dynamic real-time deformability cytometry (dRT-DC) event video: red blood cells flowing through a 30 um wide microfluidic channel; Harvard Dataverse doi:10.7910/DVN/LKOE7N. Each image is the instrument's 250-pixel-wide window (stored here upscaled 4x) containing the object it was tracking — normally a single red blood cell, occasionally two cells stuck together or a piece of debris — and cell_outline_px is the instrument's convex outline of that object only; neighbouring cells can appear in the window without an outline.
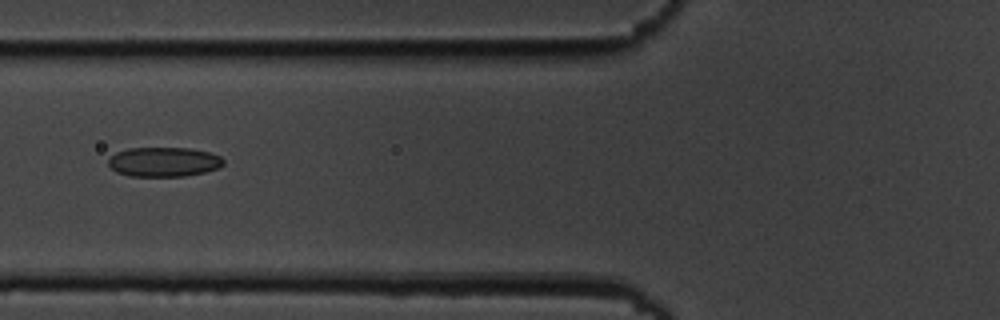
{"species": "common noctule bat (a hibernating species)", "species_latin": "Nyctalus noctula", "temperature_condition": "cold", "stored_images_in_passage": 9, "camera_frame_rate_fps": 3000, "um_per_image_px": 0.085, "animal": {"sex": "male", "body_mass_g": 19.5, "forearm_length_mm": 54.6}, "frame": {"image": 1, "passage_image": 7, "time_ms": 7.0, "image_size_px": [1000, 320], "cell_outline_px": [[224, 164], [216, 168], [204, 172], [184, 176], [128, 176], [116, 172], [108, 164], [108, 160], [116, 152], [128, 148], [192, 148], [208, 152], [220, 156], [224, 160]], "centroid_in_image_um": [13.91, 13.76], "position_along_channel_um": 111.9, "area_um2": 19.77}}
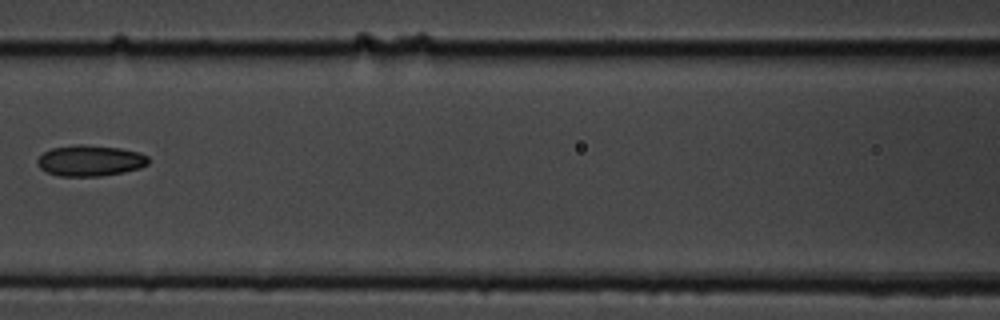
{"frame": {"image": 2, "passage_image": 8, "time_ms": 8.333, "image_size_px": [1000, 320], "cell_outline_px": [[148, 164], [140, 168], [124, 172], [100, 176], [60, 176], [48, 172], [40, 168], [36, 164], [36, 160], [44, 152], [52, 148], [76, 144], [84, 144], [120, 148], [140, 152], [148, 156]], "centroid_in_image_um": [7.66, 13.65], "position_along_channel_um": 158.9, "area_um2": 20.11}}
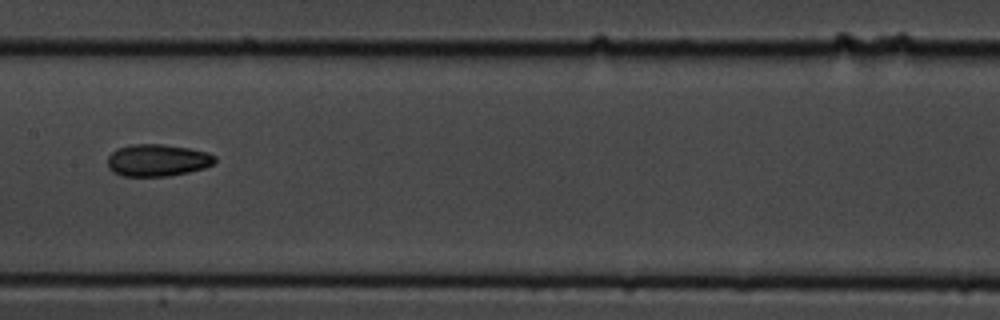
{"frame": {"image": 3, "passage_image": 9, "time_ms": 9.333, "image_size_px": [1000, 320], "cell_outline_px": [[216, 160], [212, 164], [204, 168], [188, 172], [168, 176], [124, 176], [112, 172], [108, 168], [108, 156], [116, 148], [132, 144], [160, 144], [188, 148], [208, 152], [216, 156]], "centroid_in_image_um": [13.37, 13.62], "position_along_channel_um": 194.0, "area_um2": 20.11}}